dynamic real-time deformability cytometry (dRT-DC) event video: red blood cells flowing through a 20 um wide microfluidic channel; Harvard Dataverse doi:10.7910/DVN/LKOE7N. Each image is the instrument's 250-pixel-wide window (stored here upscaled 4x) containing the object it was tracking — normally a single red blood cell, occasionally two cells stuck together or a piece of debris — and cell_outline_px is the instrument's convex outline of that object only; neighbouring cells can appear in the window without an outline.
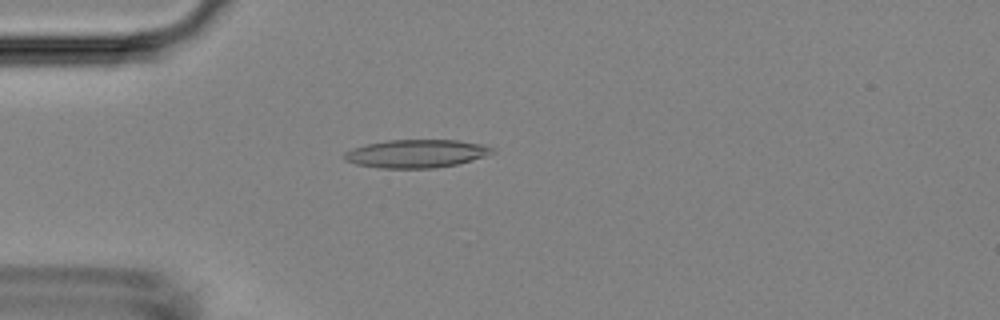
{"species": "Egyptian fruit bat (a non-hibernating species)", "species_latin": "Rousettus aegyptiacus", "temperature_condition": "room temperature", "stored_images_in_passage": 3, "camera_frame_rate_fps": 3000, "um_per_image_px": 0.085, "animal": {"sex": "female"}, "frame": {"image": 1, "passage_image": 3, "time_ms": 0.667, "image_size_px": [1000, 320], "cell_outline_px": [[496, 152], [472, 160], [456, 164], [436, 168], [380, 168], [356, 164], [344, 160], [340, 156], [344, 152], [352, 148], [368, 144], [388, 140], [456, 140], [480, 144], [492, 148]], "centroid_in_image_um": [35.33, 13.06], "position_along_channel_um": 49.7, "area_um2": 24.22}}